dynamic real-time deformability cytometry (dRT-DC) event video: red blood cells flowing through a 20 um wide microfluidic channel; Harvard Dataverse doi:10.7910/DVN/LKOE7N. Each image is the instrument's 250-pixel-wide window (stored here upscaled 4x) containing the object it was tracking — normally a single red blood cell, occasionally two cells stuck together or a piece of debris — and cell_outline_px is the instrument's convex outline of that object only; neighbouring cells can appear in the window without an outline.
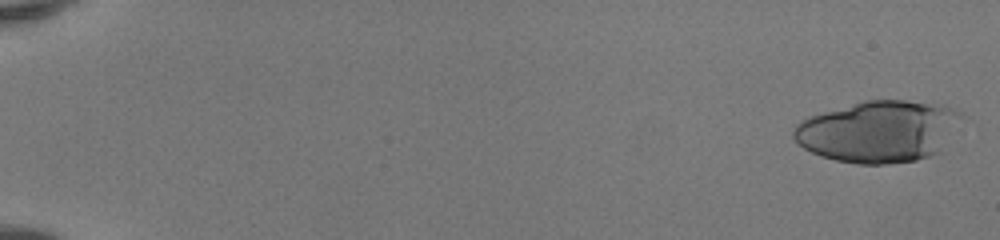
{"species": "human", "species_latin": "Homo sapiens", "temperature_condition": "room temperature", "stored_images_in_passage": 41, "camera_frame_rate_fps": 3000, "um_per_image_px": 0.085, "donor": {"sex": "female"}, "frame": {"image": 1, "passage_image": 1, "time_ms": 0.0, "image_size_px": [1000, 240], "cell_outline_px": [[964, 116], [944, 152], [932, 156], [916, 160], [888, 164], [856, 164], [836, 160], [820, 156], [804, 148], [792, 136], [792, 132], [796, 124], [800, 120], [808, 116], [864, 100], [904, 100], [944, 104], [960, 108]], "centroid_in_image_um": [74.78, 11.16], "position_along_channel_um": 10.2, "area_um2": 61.61}}
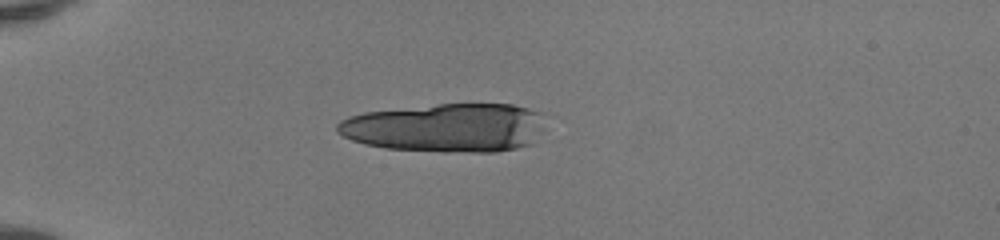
{"frame": {"image": 2, "passage_image": 15, "time_ms": 4.667, "image_size_px": [1000, 240], "cell_outline_px": [[544, 128], [532, 144], [516, 148], [496, 152], [440, 152], [384, 148], [364, 144], [352, 140], [336, 132], [336, 124], [340, 120], [348, 116], [364, 112], [436, 104], [512, 104], [528, 108], [540, 112]], "centroid_in_image_um": [37.89, 10.86], "position_along_channel_um": 47.1, "area_um2": 59.59}}